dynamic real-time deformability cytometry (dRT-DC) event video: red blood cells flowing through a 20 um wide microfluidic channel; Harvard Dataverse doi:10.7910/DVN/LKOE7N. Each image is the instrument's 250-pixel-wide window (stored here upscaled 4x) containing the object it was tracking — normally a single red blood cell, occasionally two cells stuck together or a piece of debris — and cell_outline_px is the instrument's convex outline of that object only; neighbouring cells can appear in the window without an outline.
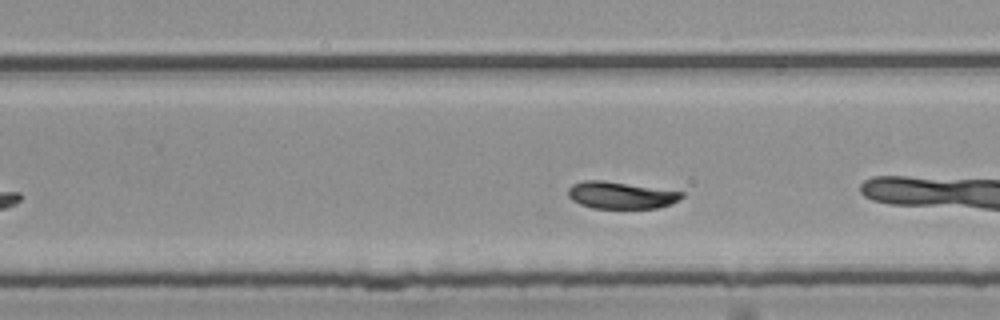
{"species": "common noctule bat (a hibernating species)", "species_latin": "Nyctalus noctula", "temperature_condition": "room temperature", "stored_images_in_passage": 19, "camera_frame_rate_fps": 3000, "um_per_image_px": 0.085, "animal": {"sex": "female", "body_mass_g": 25.1}, "frame": {"image": 1, "passage_image": 16, "time_ms": 5.0, "image_size_px": [1000, 320], "cell_outline_px": [[684, 196], [672, 204], [656, 208], [592, 208], [580, 204], [572, 200], [568, 196], [568, 188], [572, 184], [584, 180], [604, 180], [684, 192]], "centroid_in_image_um": [52.76, 16.59], "position_along_channel_um": 277.0, "area_um2": 17.92}}